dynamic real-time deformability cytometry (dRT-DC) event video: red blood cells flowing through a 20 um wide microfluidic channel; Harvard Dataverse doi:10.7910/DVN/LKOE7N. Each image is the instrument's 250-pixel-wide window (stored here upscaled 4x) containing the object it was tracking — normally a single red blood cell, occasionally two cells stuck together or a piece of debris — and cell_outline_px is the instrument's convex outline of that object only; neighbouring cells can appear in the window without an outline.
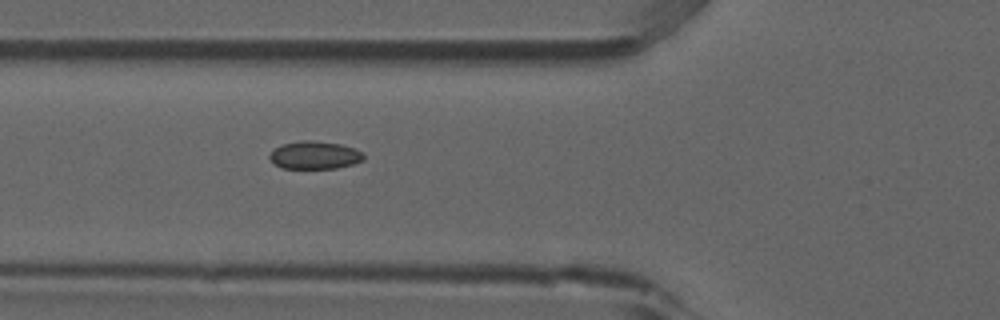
{"species": "common noctule bat (a hibernating species)", "species_latin": "Nyctalus noctula", "temperature_condition": "room temperature", "stored_images_in_passage": 3, "camera_frame_rate_fps": 3000, "um_per_image_px": 0.085, "animal": {"sex": "male", "forearm_length_mm": 52.5}, "frame": {"image": 1, "passage_image": 3, "time_ms": 0.667, "image_size_px": [1000, 320], "cell_outline_px": [[364, 160], [352, 164], [336, 168], [280, 168], [268, 156], [276, 148], [284, 144], [300, 140], [312, 140], [340, 144], [356, 148], [364, 152]], "centroid_in_image_um": [26.8, 13.18], "position_along_channel_um": 99.0, "area_um2": 15.2}}